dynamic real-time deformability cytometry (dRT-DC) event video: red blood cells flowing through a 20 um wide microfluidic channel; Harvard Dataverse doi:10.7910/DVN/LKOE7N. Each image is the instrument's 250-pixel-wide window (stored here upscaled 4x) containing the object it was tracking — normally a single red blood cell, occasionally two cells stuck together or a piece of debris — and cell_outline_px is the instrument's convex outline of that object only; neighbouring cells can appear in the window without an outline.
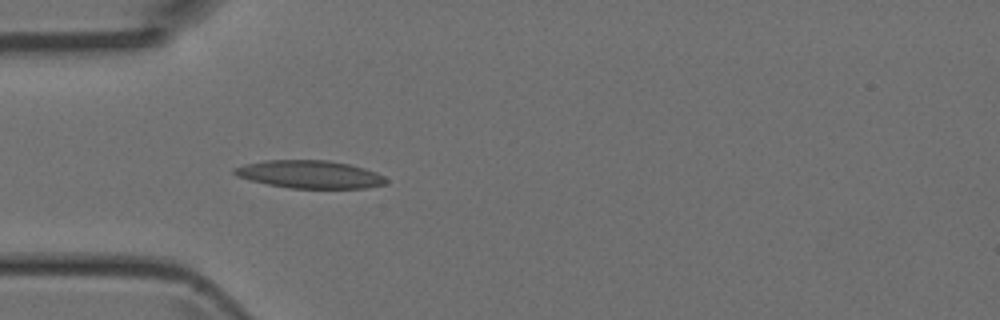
{"species": "Egyptian fruit bat (a non-hibernating species)", "species_latin": "Rousettus aegyptiacus", "temperature_condition": "room temperature", "stored_images_in_passage": 35, "camera_frame_rate_fps": 3000, "um_per_image_px": 0.085, "animal": {"sex": "female"}, "frame": {"image": 1, "passage_image": 4, "time_ms": 1.0, "image_size_px": [1000, 320], "cell_outline_px": [[388, 180], [384, 184], [364, 188], [292, 188], [268, 184], [236, 176], [232, 172], [232, 168], [264, 160], [328, 160], [348, 164], [364, 168], [376, 172], [384, 176]], "centroid_in_image_um": [26.33, 14.81], "position_along_channel_um": 58.7, "area_um2": 24.39}}
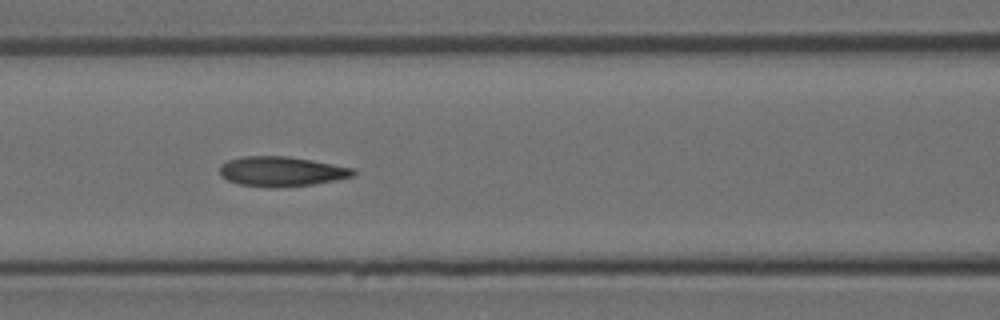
{"frame": {"image": 2, "passage_image": 10, "time_ms": 3.0, "image_size_px": [1000, 320], "cell_outline_px": [[356, 176], [336, 180], [312, 184], [268, 188], [240, 184], [228, 180], [220, 176], [220, 164], [228, 160], [244, 156], [288, 156], [312, 160], [352, 168], [356, 172]], "centroid_in_image_um": [23.91, 14.57], "position_along_channel_um": 142.7, "area_um2": 23.18}}
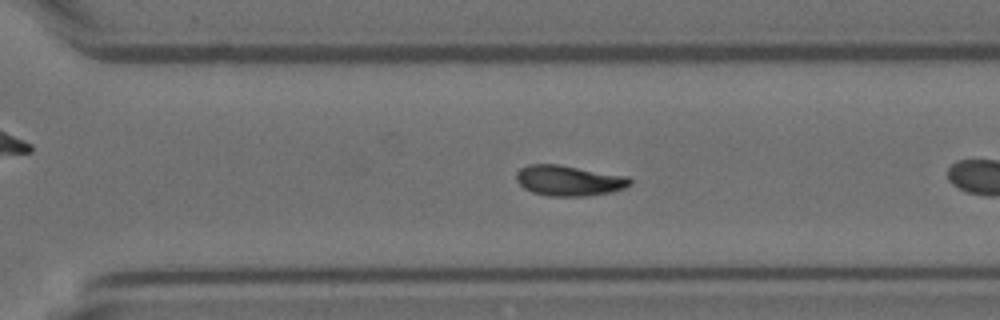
{"frame": {"image": 3, "passage_image": 20, "time_ms": 6.333, "image_size_px": [1000, 320], "cell_outline_px": [[632, 184], [624, 188], [612, 192], [588, 196], [548, 196], [532, 192], [524, 188], [516, 180], [516, 172], [520, 168], [528, 164], [560, 164], [628, 176], [632, 180]], "centroid_in_image_um": [48.37, 15.34], "position_along_channel_um": 322.2, "area_um2": 20.46}}